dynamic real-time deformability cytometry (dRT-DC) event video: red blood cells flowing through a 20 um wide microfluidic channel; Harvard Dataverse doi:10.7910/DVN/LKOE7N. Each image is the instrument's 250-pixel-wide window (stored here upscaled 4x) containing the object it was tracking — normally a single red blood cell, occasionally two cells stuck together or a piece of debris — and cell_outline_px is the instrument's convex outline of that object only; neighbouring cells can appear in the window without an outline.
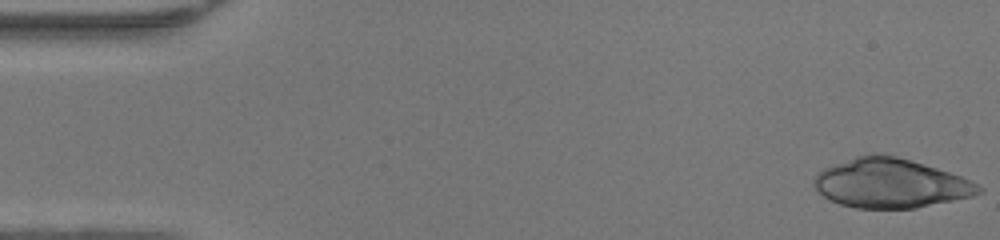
{"species": "human", "species_latin": "Homo sapiens", "temperature_condition": "warm", "stored_images_in_passage": 47, "camera_frame_rate_fps": 3000, "um_per_image_px": 0.085, "donor": {"sex": "female"}, "frame": {"image": 1, "passage_image": 1, "time_ms": 0.0, "image_size_px": [1000, 240], "cell_outline_px": [[984, 192], [972, 196], [916, 208], [856, 208], [840, 204], [828, 200], [812, 184], [812, 180], [816, 172], [832, 164], [856, 156], [872, 152], [876, 152], [896, 156], [936, 168], [960, 176], [984, 188]], "centroid_in_image_um": [75.64, 15.57], "position_along_channel_um": 9.4, "area_um2": 47.34}}
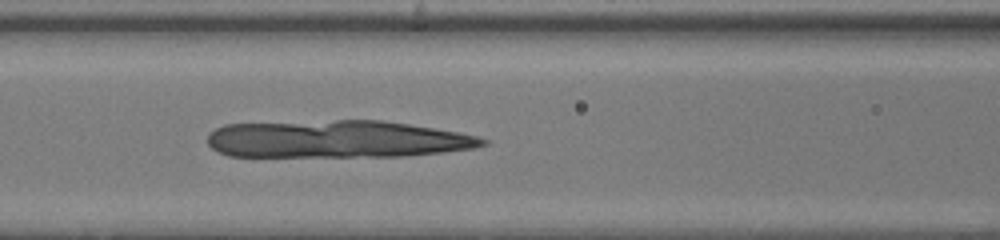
{"frame": {"image": 2, "passage_image": 20, "time_ms": 6.333, "image_size_px": [1000, 240], "cell_outline_px": [[488, 144], [472, 148], [444, 152], [408, 156], [228, 156], [212, 148], [208, 144], [208, 132], [224, 124], [336, 120], [380, 120], [408, 124], [456, 132], [476, 136], [488, 140]], "centroid_in_image_um": [28.61, 11.83], "position_along_channel_um": 138.0, "area_um2": 59.88}}
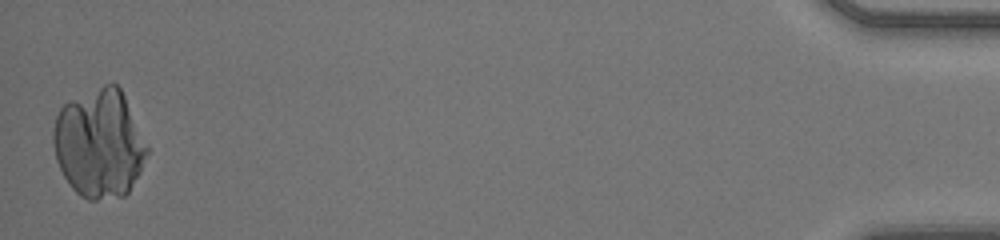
{"frame": {"image": 3, "passage_image": 47, "time_ms": 15.333, "image_size_px": [1000, 240], "cell_outline_px": [[148, 152], [140, 172], [128, 192], [124, 196], [96, 200], [88, 200], [80, 196], [72, 188], [64, 176], [56, 160], [52, 140], [52, 132], [56, 116], [60, 108], [64, 104], [104, 84], [116, 84], [120, 88], [124, 96], [148, 148]], "centroid_in_image_um": [8.42, 12.23], "position_along_channel_um": 426.8, "area_um2": 58.84}}